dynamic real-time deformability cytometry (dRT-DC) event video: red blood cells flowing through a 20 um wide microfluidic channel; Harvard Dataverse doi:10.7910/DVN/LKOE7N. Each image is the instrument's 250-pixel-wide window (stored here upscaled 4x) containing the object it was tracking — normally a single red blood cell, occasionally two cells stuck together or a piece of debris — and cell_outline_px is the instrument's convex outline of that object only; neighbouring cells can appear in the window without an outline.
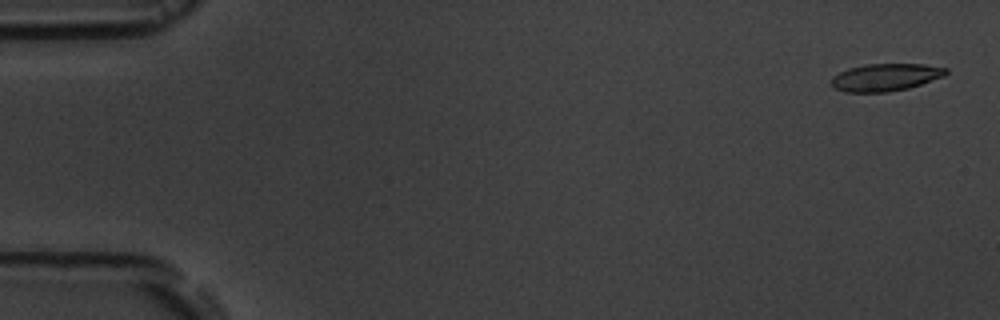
{"species": "common noctule bat (a hibernating species)", "species_latin": "Nyctalus noctula", "temperature_condition": "room temperature", "stored_images_in_passage": 5, "camera_frame_rate_fps": 3000, "um_per_image_px": 0.085, "animal": {"sex": "male", "body_mass_g": 19.5, "forearm_length_mm": 54.6}, "frame": {"image": 1, "passage_image": 1, "time_ms": 0.0, "image_size_px": [1000, 320], "cell_outline_px": [[948, 72], [944, 76], [908, 88], [888, 92], [844, 92], [836, 88], [832, 84], [832, 76], [848, 68], [864, 64], [924, 64], [948, 68]], "centroid_in_image_um": [75.27, 6.56], "position_along_channel_um": 9.7, "area_um2": 18.26}}